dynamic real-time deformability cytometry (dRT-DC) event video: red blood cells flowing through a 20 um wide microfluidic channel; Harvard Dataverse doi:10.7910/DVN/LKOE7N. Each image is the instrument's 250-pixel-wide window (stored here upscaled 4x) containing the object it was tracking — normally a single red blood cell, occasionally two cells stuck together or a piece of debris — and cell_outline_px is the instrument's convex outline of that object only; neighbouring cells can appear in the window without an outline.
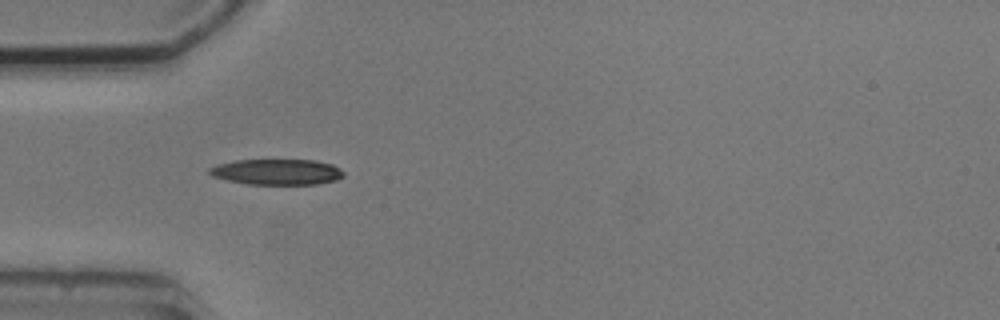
{"species": "common noctule bat (a hibernating species)", "species_latin": "Nyctalus noctula", "temperature_condition": "cold", "stored_images_in_passage": 10, "camera_frame_rate_fps": 3000, "um_per_image_px": 0.085, "animal": {"sex": "male", "body_mass_g": 20.5, "forearm_length_mm": 52.5}, "frame": {"image": 1, "passage_image": 6, "time_ms": 5.667, "image_size_px": [1000, 320], "cell_outline_px": [[344, 176], [336, 180], [316, 184], [248, 184], [228, 180], [212, 176], [208, 172], [208, 168], [216, 164], [236, 160], [316, 160], [332, 164], [340, 168], [344, 172]], "centroid_in_image_um": [23.54, 14.6], "position_along_channel_um": 61.5, "area_um2": 20.17}}